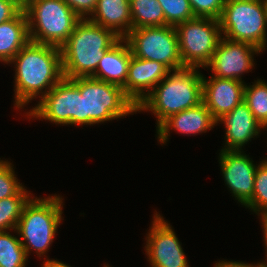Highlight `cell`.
<instances>
[{
  "label": "cell",
  "mask_w": 267,
  "mask_h": 267,
  "mask_svg": "<svg viewBox=\"0 0 267 267\" xmlns=\"http://www.w3.org/2000/svg\"><path fill=\"white\" fill-rule=\"evenodd\" d=\"M14 64V109L39 101L64 77L61 48L29 42L8 63Z\"/></svg>",
  "instance_id": "6da1fadb"
},
{
  "label": "cell",
  "mask_w": 267,
  "mask_h": 267,
  "mask_svg": "<svg viewBox=\"0 0 267 267\" xmlns=\"http://www.w3.org/2000/svg\"><path fill=\"white\" fill-rule=\"evenodd\" d=\"M202 77L195 67L170 70L137 106V112L151 111L157 118V128L171 115L198 106L203 100Z\"/></svg>",
  "instance_id": "7a4b0ae2"
},
{
  "label": "cell",
  "mask_w": 267,
  "mask_h": 267,
  "mask_svg": "<svg viewBox=\"0 0 267 267\" xmlns=\"http://www.w3.org/2000/svg\"><path fill=\"white\" fill-rule=\"evenodd\" d=\"M119 39L112 30L82 19L61 47L63 76L92 77L105 52Z\"/></svg>",
  "instance_id": "3957f363"
},
{
  "label": "cell",
  "mask_w": 267,
  "mask_h": 267,
  "mask_svg": "<svg viewBox=\"0 0 267 267\" xmlns=\"http://www.w3.org/2000/svg\"><path fill=\"white\" fill-rule=\"evenodd\" d=\"M63 198L57 194L47 197L33 196L24 206L22 215L13 230L20 236L27 257L32 251L44 258L55 239L62 216ZM31 251V252H30Z\"/></svg>",
  "instance_id": "277c9868"
},
{
  "label": "cell",
  "mask_w": 267,
  "mask_h": 267,
  "mask_svg": "<svg viewBox=\"0 0 267 267\" xmlns=\"http://www.w3.org/2000/svg\"><path fill=\"white\" fill-rule=\"evenodd\" d=\"M77 88L81 95L78 106L79 126H93L137 113L135 104L118 85L92 77H78Z\"/></svg>",
  "instance_id": "5b68a950"
},
{
  "label": "cell",
  "mask_w": 267,
  "mask_h": 267,
  "mask_svg": "<svg viewBox=\"0 0 267 267\" xmlns=\"http://www.w3.org/2000/svg\"><path fill=\"white\" fill-rule=\"evenodd\" d=\"M30 41L61 48L82 20L63 0H29L23 7Z\"/></svg>",
  "instance_id": "8992f818"
},
{
  "label": "cell",
  "mask_w": 267,
  "mask_h": 267,
  "mask_svg": "<svg viewBox=\"0 0 267 267\" xmlns=\"http://www.w3.org/2000/svg\"><path fill=\"white\" fill-rule=\"evenodd\" d=\"M219 23L223 37L267 49L265 0H226Z\"/></svg>",
  "instance_id": "52a82bcc"
},
{
  "label": "cell",
  "mask_w": 267,
  "mask_h": 267,
  "mask_svg": "<svg viewBox=\"0 0 267 267\" xmlns=\"http://www.w3.org/2000/svg\"><path fill=\"white\" fill-rule=\"evenodd\" d=\"M183 66L203 68L222 37L219 20L196 17L175 26Z\"/></svg>",
  "instance_id": "ba28073f"
},
{
  "label": "cell",
  "mask_w": 267,
  "mask_h": 267,
  "mask_svg": "<svg viewBox=\"0 0 267 267\" xmlns=\"http://www.w3.org/2000/svg\"><path fill=\"white\" fill-rule=\"evenodd\" d=\"M136 58L157 61L169 70L183 68L175 26L131 29L124 37Z\"/></svg>",
  "instance_id": "9c48e42d"
},
{
  "label": "cell",
  "mask_w": 267,
  "mask_h": 267,
  "mask_svg": "<svg viewBox=\"0 0 267 267\" xmlns=\"http://www.w3.org/2000/svg\"><path fill=\"white\" fill-rule=\"evenodd\" d=\"M79 97L77 78L63 77L25 116L29 121L44 119L56 125L78 126Z\"/></svg>",
  "instance_id": "30bf717a"
},
{
  "label": "cell",
  "mask_w": 267,
  "mask_h": 267,
  "mask_svg": "<svg viewBox=\"0 0 267 267\" xmlns=\"http://www.w3.org/2000/svg\"><path fill=\"white\" fill-rule=\"evenodd\" d=\"M158 213L155 210L145 238L144 250L150 267H190L172 225Z\"/></svg>",
  "instance_id": "8fae6325"
},
{
  "label": "cell",
  "mask_w": 267,
  "mask_h": 267,
  "mask_svg": "<svg viewBox=\"0 0 267 267\" xmlns=\"http://www.w3.org/2000/svg\"><path fill=\"white\" fill-rule=\"evenodd\" d=\"M261 52L263 53L250 43L233 41L222 36L216 51L204 69H210L213 72L211 76L244 82L242 75L254 69L253 56L262 54Z\"/></svg>",
  "instance_id": "7c38bea8"
},
{
  "label": "cell",
  "mask_w": 267,
  "mask_h": 267,
  "mask_svg": "<svg viewBox=\"0 0 267 267\" xmlns=\"http://www.w3.org/2000/svg\"><path fill=\"white\" fill-rule=\"evenodd\" d=\"M218 160L225 185L232 197L244 206L253 196L257 162L255 164L244 150H220Z\"/></svg>",
  "instance_id": "4fadbf2b"
},
{
  "label": "cell",
  "mask_w": 267,
  "mask_h": 267,
  "mask_svg": "<svg viewBox=\"0 0 267 267\" xmlns=\"http://www.w3.org/2000/svg\"><path fill=\"white\" fill-rule=\"evenodd\" d=\"M169 71L162 63L136 58L132 55L128 77L122 87L123 91L137 107L155 86L168 75Z\"/></svg>",
  "instance_id": "5bb4252c"
},
{
  "label": "cell",
  "mask_w": 267,
  "mask_h": 267,
  "mask_svg": "<svg viewBox=\"0 0 267 267\" xmlns=\"http://www.w3.org/2000/svg\"><path fill=\"white\" fill-rule=\"evenodd\" d=\"M203 100L213 118L217 121L232 111L244 99L245 82L203 75Z\"/></svg>",
  "instance_id": "9a60e30c"
},
{
  "label": "cell",
  "mask_w": 267,
  "mask_h": 267,
  "mask_svg": "<svg viewBox=\"0 0 267 267\" xmlns=\"http://www.w3.org/2000/svg\"><path fill=\"white\" fill-rule=\"evenodd\" d=\"M224 124L225 145L221 150H237L242 151L245 144L252 138H257L260 132L265 130L256 120L247 104L242 101L232 111L224 114L217 120V125Z\"/></svg>",
  "instance_id": "2e32d148"
},
{
  "label": "cell",
  "mask_w": 267,
  "mask_h": 267,
  "mask_svg": "<svg viewBox=\"0 0 267 267\" xmlns=\"http://www.w3.org/2000/svg\"><path fill=\"white\" fill-rule=\"evenodd\" d=\"M217 121L213 118L209 109L202 102L198 106L183 110L165 119L157 128V140L161 145H165L170 139V130L183 135L195 136L206 133L214 128Z\"/></svg>",
  "instance_id": "e0dca14e"
},
{
  "label": "cell",
  "mask_w": 267,
  "mask_h": 267,
  "mask_svg": "<svg viewBox=\"0 0 267 267\" xmlns=\"http://www.w3.org/2000/svg\"><path fill=\"white\" fill-rule=\"evenodd\" d=\"M132 52L124 38H120L101 58L92 78L123 87L128 77Z\"/></svg>",
  "instance_id": "ac0fdd59"
},
{
  "label": "cell",
  "mask_w": 267,
  "mask_h": 267,
  "mask_svg": "<svg viewBox=\"0 0 267 267\" xmlns=\"http://www.w3.org/2000/svg\"><path fill=\"white\" fill-rule=\"evenodd\" d=\"M88 20L124 38L132 29L130 2L129 0H98L96 9Z\"/></svg>",
  "instance_id": "d6986e66"
},
{
  "label": "cell",
  "mask_w": 267,
  "mask_h": 267,
  "mask_svg": "<svg viewBox=\"0 0 267 267\" xmlns=\"http://www.w3.org/2000/svg\"><path fill=\"white\" fill-rule=\"evenodd\" d=\"M29 42L28 19L22 9L13 19L0 24V62L8 64Z\"/></svg>",
  "instance_id": "ffe728a7"
},
{
  "label": "cell",
  "mask_w": 267,
  "mask_h": 267,
  "mask_svg": "<svg viewBox=\"0 0 267 267\" xmlns=\"http://www.w3.org/2000/svg\"><path fill=\"white\" fill-rule=\"evenodd\" d=\"M132 29L166 25L165 14L158 0H129Z\"/></svg>",
  "instance_id": "44dd1931"
},
{
  "label": "cell",
  "mask_w": 267,
  "mask_h": 267,
  "mask_svg": "<svg viewBox=\"0 0 267 267\" xmlns=\"http://www.w3.org/2000/svg\"><path fill=\"white\" fill-rule=\"evenodd\" d=\"M32 197L33 194L24 188L18 195L0 200V232L16 229L23 208Z\"/></svg>",
  "instance_id": "7402d4cb"
},
{
  "label": "cell",
  "mask_w": 267,
  "mask_h": 267,
  "mask_svg": "<svg viewBox=\"0 0 267 267\" xmlns=\"http://www.w3.org/2000/svg\"><path fill=\"white\" fill-rule=\"evenodd\" d=\"M253 85L245 84L244 99L256 120L267 131V82L263 79L254 80Z\"/></svg>",
  "instance_id": "603a6c76"
},
{
  "label": "cell",
  "mask_w": 267,
  "mask_h": 267,
  "mask_svg": "<svg viewBox=\"0 0 267 267\" xmlns=\"http://www.w3.org/2000/svg\"><path fill=\"white\" fill-rule=\"evenodd\" d=\"M11 230L0 232V267H26L28 261L19 236Z\"/></svg>",
  "instance_id": "cb8c5ba5"
},
{
  "label": "cell",
  "mask_w": 267,
  "mask_h": 267,
  "mask_svg": "<svg viewBox=\"0 0 267 267\" xmlns=\"http://www.w3.org/2000/svg\"><path fill=\"white\" fill-rule=\"evenodd\" d=\"M244 206L256 215L267 212V158L258 163L253 196Z\"/></svg>",
  "instance_id": "d4e9b609"
},
{
  "label": "cell",
  "mask_w": 267,
  "mask_h": 267,
  "mask_svg": "<svg viewBox=\"0 0 267 267\" xmlns=\"http://www.w3.org/2000/svg\"><path fill=\"white\" fill-rule=\"evenodd\" d=\"M165 14L166 25L176 26L195 17L189 0H158Z\"/></svg>",
  "instance_id": "484cf974"
},
{
  "label": "cell",
  "mask_w": 267,
  "mask_h": 267,
  "mask_svg": "<svg viewBox=\"0 0 267 267\" xmlns=\"http://www.w3.org/2000/svg\"><path fill=\"white\" fill-rule=\"evenodd\" d=\"M14 165L0 158V200L18 195L25 187L16 177Z\"/></svg>",
  "instance_id": "4316f807"
},
{
  "label": "cell",
  "mask_w": 267,
  "mask_h": 267,
  "mask_svg": "<svg viewBox=\"0 0 267 267\" xmlns=\"http://www.w3.org/2000/svg\"><path fill=\"white\" fill-rule=\"evenodd\" d=\"M226 0H189L195 17L217 19L221 17Z\"/></svg>",
  "instance_id": "83f0119b"
},
{
  "label": "cell",
  "mask_w": 267,
  "mask_h": 267,
  "mask_svg": "<svg viewBox=\"0 0 267 267\" xmlns=\"http://www.w3.org/2000/svg\"><path fill=\"white\" fill-rule=\"evenodd\" d=\"M81 19H88L95 11L98 0H63Z\"/></svg>",
  "instance_id": "f1b7e54d"
},
{
  "label": "cell",
  "mask_w": 267,
  "mask_h": 267,
  "mask_svg": "<svg viewBox=\"0 0 267 267\" xmlns=\"http://www.w3.org/2000/svg\"><path fill=\"white\" fill-rule=\"evenodd\" d=\"M22 9L15 0H0V24L13 19Z\"/></svg>",
  "instance_id": "f546056e"
},
{
  "label": "cell",
  "mask_w": 267,
  "mask_h": 267,
  "mask_svg": "<svg viewBox=\"0 0 267 267\" xmlns=\"http://www.w3.org/2000/svg\"><path fill=\"white\" fill-rule=\"evenodd\" d=\"M267 264L264 261L257 262V264H249L242 261H226V260H219L215 263L214 267H266Z\"/></svg>",
  "instance_id": "4dcf8cb0"
},
{
  "label": "cell",
  "mask_w": 267,
  "mask_h": 267,
  "mask_svg": "<svg viewBox=\"0 0 267 267\" xmlns=\"http://www.w3.org/2000/svg\"><path fill=\"white\" fill-rule=\"evenodd\" d=\"M257 216H261L260 217V220H261V223H262V229H263V239H264V247H265V250H266V259H265V263L267 264V212L266 213H262V214H259Z\"/></svg>",
  "instance_id": "1f68e13d"
},
{
  "label": "cell",
  "mask_w": 267,
  "mask_h": 267,
  "mask_svg": "<svg viewBox=\"0 0 267 267\" xmlns=\"http://www.w3.org/2000/svg\"><path fill=\"white\" fill-rule=\"evenodd\" d=\"M45 259L41 267H71L70 265L65 264L57 259H49L48 256Z\"/></svg>",
  "instance_id": "d6a6232c"
},
{
  "label": "cell",
  "mask_w": 267,
  "mask_h": 267,
  "mask_svg": "<svg viewBox=\"0 0 267 267\" xmlns=\"http://www.w3.org/2000/svg\"><path fill=\"white\" fill-rule=\"evenodd\" d=\"M15 1L18 2L23 7V0H15Z\"/></svg>",
  "instance_id": "836d02e7"
},
{
  "label": "cell",
  "mask_w": 267,
  "mask_h": 267,
  "mask_svg": "<svg viewBox=\"0 0 267 267\" xmlns=\"http://www.w3.org/2000/svg\"><path fill=\"white\" fill-rule=\"evenodd\" d=\"M29 0H23V7L26 5V3L28 2Z\"/></svg>",
  "instance_id": "e575fe53"
},
{
  "label": "cell",
  "mask_w": 267,
  "mask_h": 267,
  "mask_svg": "<svg viewBox=\"0 0 267 267\" xmlns=\"http://www.w3.org/2000/svg\"><path fill=\"white\" fill-rule=\"evenodd\" d=\"M103 267H111V266H109L108 264H106V265L104 264V266H103Z\"/></svg>",
  "instance_id": "d590c367"
}]
</instances>
